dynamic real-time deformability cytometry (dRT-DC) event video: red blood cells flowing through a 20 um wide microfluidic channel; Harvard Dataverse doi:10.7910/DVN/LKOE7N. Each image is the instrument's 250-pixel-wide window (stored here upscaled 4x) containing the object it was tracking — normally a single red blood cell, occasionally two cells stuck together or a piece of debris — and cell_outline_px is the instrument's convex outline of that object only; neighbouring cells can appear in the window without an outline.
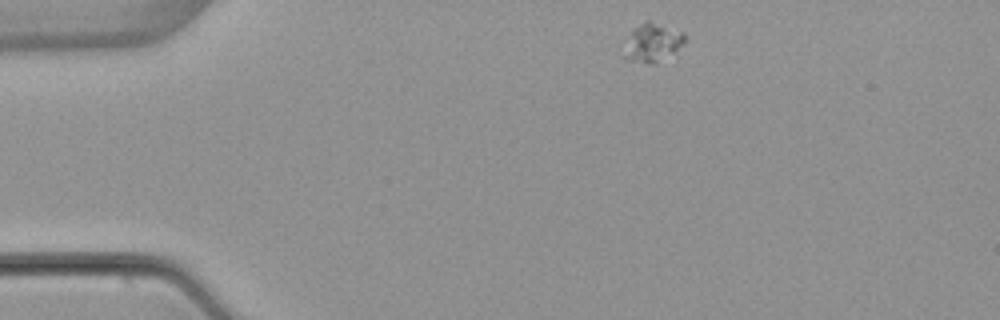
{"species": "common noctule bat (a hibernating species)", "species_latin": "Nyctalus noctula", "temperature_condition": "warm", "stored_images_in_passage": 3, "segment_of_instrument_passage": [1, 2], "camera_frame_rate_fps": 3000, "um_per_image_px": 0.085, "animal": {"sex": "female", "body_mass_g": 22.7, "forearm_length_mm": 54.2}, "frame": {"image": 1, "passage_image": 1, "time_ms": 0.0, "image_size_px": [1000, 320], "cell_outline_px": [[688, 40], [684, 44], [652, 64], [628, 60], [620, 56], [632, 32], [640, 24], [648, 20], [684, 32]], "centroid_in_image_um": [55.46, 3.62], "position_along_channel_um": 29.5, "area_um2": 13.29}}